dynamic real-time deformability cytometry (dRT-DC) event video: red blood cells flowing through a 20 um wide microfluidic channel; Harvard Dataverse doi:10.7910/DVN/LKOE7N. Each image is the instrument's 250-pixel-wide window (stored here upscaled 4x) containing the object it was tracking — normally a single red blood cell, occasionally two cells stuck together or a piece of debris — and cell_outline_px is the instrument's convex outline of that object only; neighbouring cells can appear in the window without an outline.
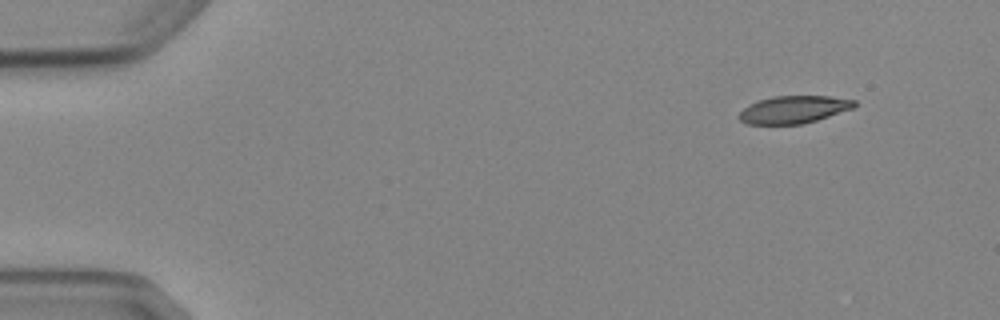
{"species": "Egyptian fruit bat (a non-hibernating species)", "species_latin": "Rousettus aegyptiacus", "temperature_condition": "cold", "stored_images_in_passage": 4, "camera_frame_rate_fps": 3000, "um_per_image_px": 0.085, "animal": {"sex": "female"}, "frame": {"image": 1, "passage_image": 1, "time_ms": 0.0, "image_size_px": [1000, 320], "cell_outline_px": [[856, 104], [852, 108], [804, 124], [748, 124], [740, 120], [736, 116], [748, 104], [756, 100], [772, 96], [828, 96], [856, 100]], "centroid_in_image_um": [67.41, 9.3], "position_along_channel_um": 17.6, "area_um2": 18.5}}
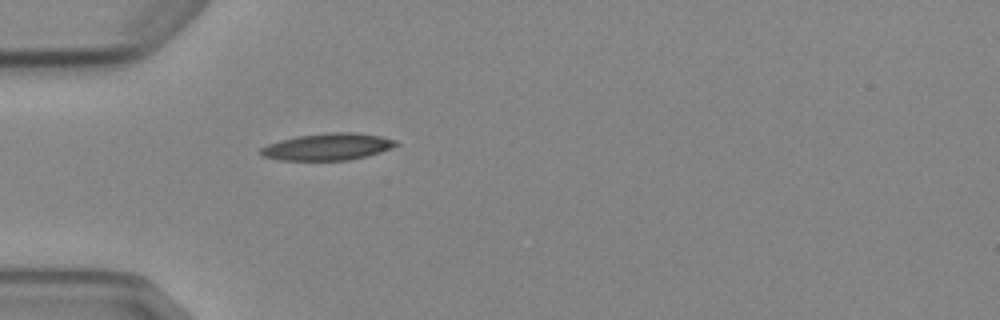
{"frame": {"image": 2, "passage_image": 4, "time_ms": 3.667, "image_size_px": [1000, 320], "cell_outline_px": [[400, 144], [392, 148], [368, 156], [348, 160], [280, 160], [260, 156], [260, 148], [268, 144], [280, 140], [296, 136], [328, 132], [356, 132], [380, 136], [396, 140]], "centroid_in_image_um": [27.86, 12.47], "position_along_channel_um": 57.1, "area_um2": 21.39}}